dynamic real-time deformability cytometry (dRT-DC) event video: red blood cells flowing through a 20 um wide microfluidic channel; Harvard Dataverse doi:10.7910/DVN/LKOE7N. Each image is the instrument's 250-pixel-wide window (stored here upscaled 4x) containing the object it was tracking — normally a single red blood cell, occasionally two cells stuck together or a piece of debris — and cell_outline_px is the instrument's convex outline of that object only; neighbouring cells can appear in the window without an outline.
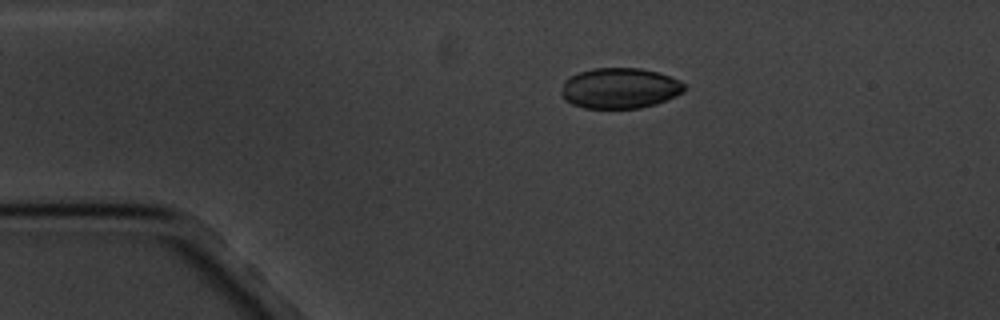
{"species": "common noctule bat (a hibernating species)", "species_latin": "Nyctalus noctula", "temperature_condition": "cold", "stored_images_in_passage": 3, "camera_frame_rate_fps": 3000, "um_per_image_px": 0.085, "animal": {"sex": "male", "body_mass_g": 20.1, "forearm_length_mm": 53.5}, "frame": {"image": 1, "passage_image": 1, "time_ms": 0.0, "image_size_px": [1000, 320], "cell_outline_px": [[684, 92], [676, 96], [656, 104], [640, 108], [584, 108], [572, 104], [564, 100], [560, 96], [560, 92], [564, 80], [568, 76], [580, 72], [596, 68], [640, 68], [656, 72], [680, 80], [684, 84]], "centroid_in_image_um": [52.64, 7.5], "position_along_channel_um": 32.4, "area_um2": 29.25}}
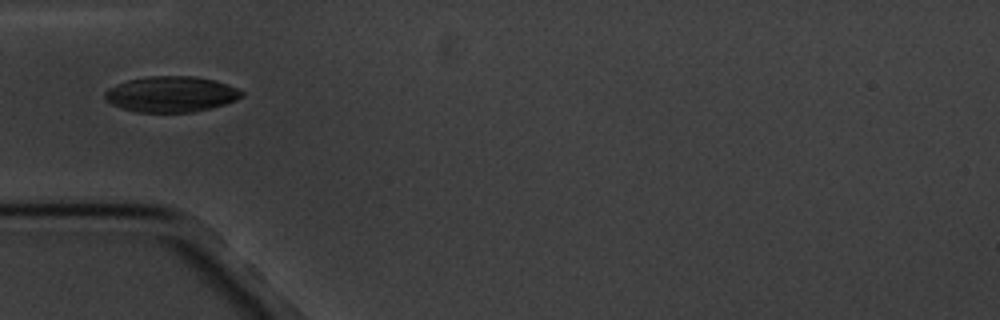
{"frame": {"image": 2, "passage_image": 3, "time_ms": 2.333, "image_size_px": [1000, 320], "cell_outline_px": [[244, 96], [236, 100], [224, 104], [192, 112], [136, 112], [120, 108], [104, 100], [104, 92], [108, 88], [116, 84], [128, 80], [144, 76], [192, 76], [212, 80], [236, 88], [244, 92]], "centroid_in_image_um": [14.48, 8.01], "position_along_channel_um": 70.5, "area_um2": 28.44}}